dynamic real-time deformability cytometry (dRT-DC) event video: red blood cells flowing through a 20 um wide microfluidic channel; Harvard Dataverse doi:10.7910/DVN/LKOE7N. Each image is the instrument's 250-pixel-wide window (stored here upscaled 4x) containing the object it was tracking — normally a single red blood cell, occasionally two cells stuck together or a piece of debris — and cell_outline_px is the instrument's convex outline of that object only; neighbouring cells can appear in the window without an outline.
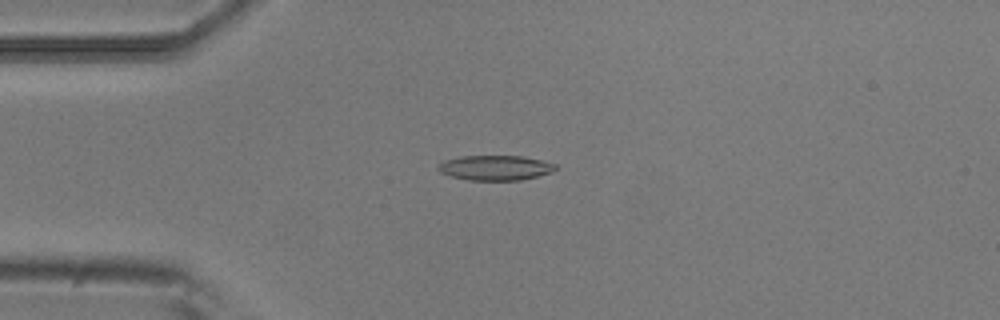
{"species": "common noctule bat (a hibernating species)", "species_latin": "Nyctalus noctula", "temperature_condition": "room temperature", "stored_images_in_passage": 4, "camera_frame_rate_fps": 3000, "um_per_image_px": 0.085, "animal": {"sex": "male", "body_mass_g": 20.5, "forearm_length_mm": 52.5}, "frame": {"image": 1, "passage_image": 2, "time_ms": 0.333, "image_size_px": [1000, 320], "cell_outline_px": [[560, 168], [552, 172], [520, 180], [468, 180], [452, 176], [440, 172], [436, 168], [444, 160], [460, 156], [524, 156], [556, 164]], "centroid_in_image_um": [42.12, 14.25], "position_along_channel_um": 42.9, "area_um2": 17.05}}
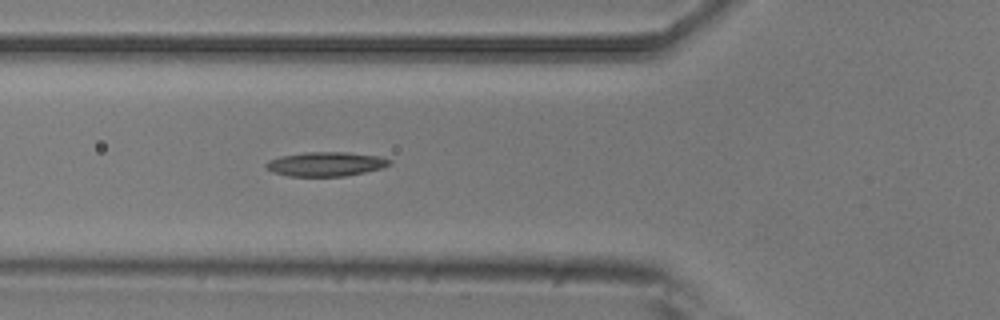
{"frame": {"image": 2, "passage_image": 4, "time_ms": 1.0, "image_size_px": [1000, 320], "cell_outline_px": [[392, 164], [384, 168], [344, 176], [288, 176], [272, 172], [264, 164], [268, 160], [280, 156], [304, 152], [348, 152], [380, 156], [392, 160]], "centroid_in_image_um": [27.72, 13.94], "position_along_channel_um": 98.1, "area_um2": 17.63}}